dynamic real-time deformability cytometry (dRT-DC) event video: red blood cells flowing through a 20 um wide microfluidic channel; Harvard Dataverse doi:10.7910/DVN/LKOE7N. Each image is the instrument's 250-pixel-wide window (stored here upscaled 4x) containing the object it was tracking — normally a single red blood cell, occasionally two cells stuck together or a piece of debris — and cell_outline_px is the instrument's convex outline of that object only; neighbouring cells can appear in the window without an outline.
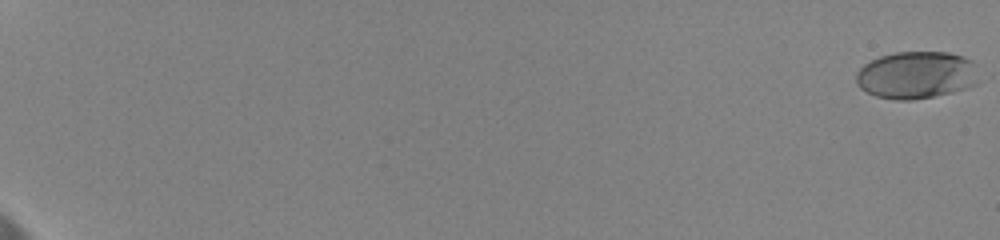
{"species": "human", "species_latin": "Homo sapiens", "temperature_condition": "cold", "stored_images_in_passage": 42, "camera_frame_rate_fps": 3000, "um_per_image_px": 0.085, "donor": {"sex": "female"}, "frame": {"image": 1, "passage_image": 1, "time_ms": 0.0, "image_size_px": [1000, 240], "cell_outline_px": [[976, 84], [968, 88], [952, 92], [912, 100], [896, 100], [876, 96], [860, 88], [856, 84], [856, 72], [864, 64], [880, 56], [896, 52], [948, 52], [964, 56], [972, 60], [976, 64]], "centroid_in_image_um": [77.89, 6.37], "position_along_channel_um": 7.1, "area_um2": 33.93}}
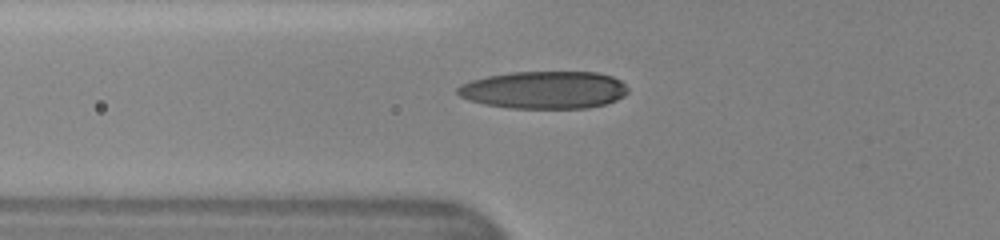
{"frame": {"image": 2, "passage_image": 35, "time_ms": 8.667, "image_size_px": [1000, 240], "cell_outline_px": [[628, 92], [624, 96], [616, 100], [604, 104], [588, 108], [508, 108], [484, 104], [468, 100], [460, 96], [456, 92], [456, 88], [460, 84], [472, 80], [488, 76], [512, 72], [596, 72], [612, 76], [620, 80], [628, 88]], "centroid_in_image_um": [46.24, 7.64], "position_along_channel_um": 79.6, "area_um2": 37.4}}
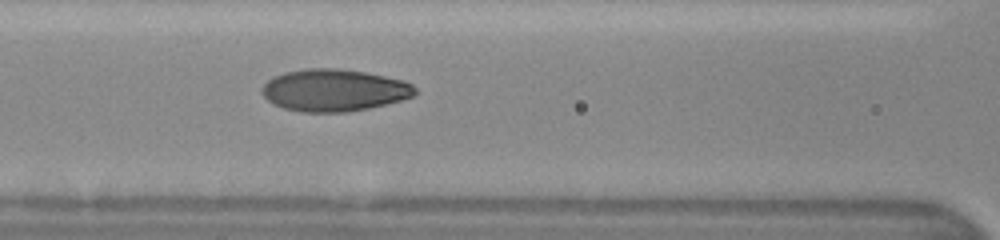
{"frame": {"image": 3, "passage_image": 41, "time_ms": 10.333, "image_size_px": [1000, 240], "cell_outline_px": [[416, 92], [412, 96], [400, 100], [368, 108], [348, 112], [300, 112], [284, 108], [272, 104], [260, 92], [260, 88], [272, 76], [284, 72], [304, 68], [336, 68], [364, 72], [404, 80], [412, 84], [416, 88]], "centroid_in_image_um": [28.34, 7.66], "position_along_channel_um": 138.3, "area_um2": 37.69}}